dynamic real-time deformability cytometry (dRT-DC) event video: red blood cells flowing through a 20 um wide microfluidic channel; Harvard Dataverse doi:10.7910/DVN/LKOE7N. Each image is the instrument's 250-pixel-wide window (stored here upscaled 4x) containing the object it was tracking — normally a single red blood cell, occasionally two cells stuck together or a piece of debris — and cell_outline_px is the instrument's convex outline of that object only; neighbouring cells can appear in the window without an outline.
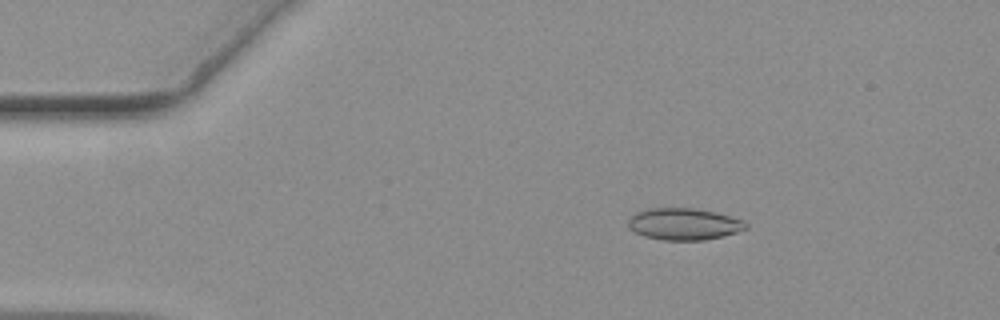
{"species": "common noctule bat (a hibernating species)", "species_latin": "Nyctalus noctula", "temperature_condition": "warm", "stored_images_in_passage": 27, "camera_frame_rate_fps": 3000, "um_per_image_px": 0.085, "animal": {"sex": "female", "body_mass_g": 19.3, "forearm_length_mm": 54.1}, "frame": {"image": 1, "passage_image": 9, "time_ms": 2.667, "image_size_px": [1000, 320], "cell_outline_px": [[748, 228], [724, 236], [704, 240], [664, 240], [644, 236], [628, 228], [628, 220], [636, 212], [648, 208], [696, 208], [716, 212], [740, 220], [748, 224]], "centroid_in_image_um": [58.12, 19.04], "position_along_channel_um": 26.9, "area_um2": 21.73}}
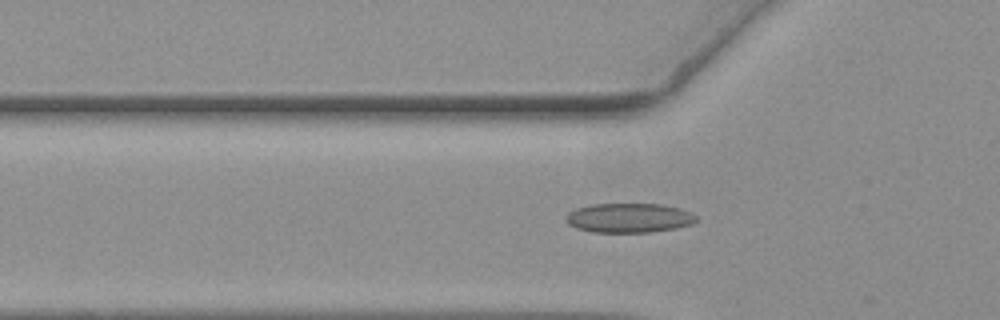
{"frame": {"image": 2, "passage_image": 18, "time_ms": 5.667, "image_size_px": [1000, 320], "cell_outline_px": [[700, 220], [692, 224], [676, 228], [652, 232], [592, 232], [576, 228], [568, 224], [564, 216], [568, 212], [576, 208], [592, 204], [660, 204], [680, 208], [692, 212]], "centroid_in_image_um": [53.48, 18.52], "position_along_channel_um": 72.3, "area_um2": 22.6}}
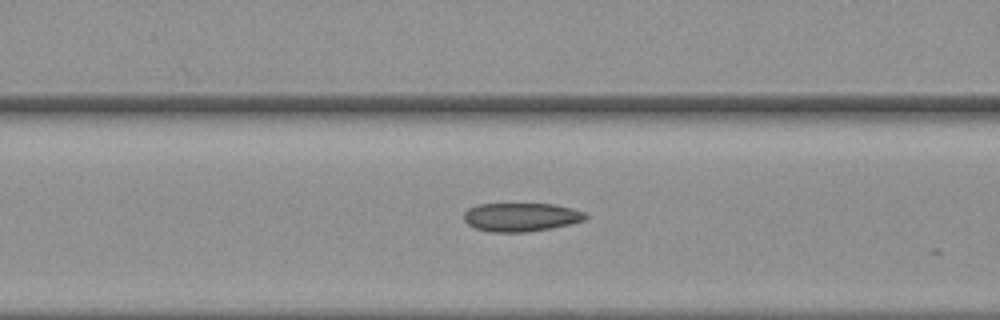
{"frame": {"image": 3, "passage_image": 22, "time_ms": 7.0, "image_size_px": [1000, 320], "cell_outline_px": [[588, 216], [584, 220], [572, 224], [552, 228], [524, 232], [492, 232], [476, 228], [468, 224], [464, 220], [464, 212], [468, 208], [480, 204], [552, 204], [572, 208], [584, 212]], "centroid_in_image_um": [44.3, 18.45], "position_along_channel_um": 122.3, "area_um2": 20.23}}